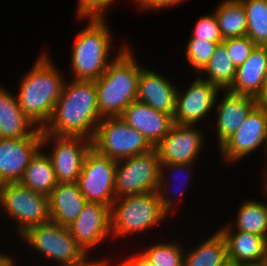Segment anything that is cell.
I'll return each mask as SVG.
<instances>
[{
  "label": "cell",
  "mask_w": 267,
  "mask_h": 266,
  "mask_svg": "<svg viewBox=\"0 0 267 266\" xmlns=\"http://www.w3.org/2000/svg\"><path fill=\"white\" fill-rule=\"evenodd\" d=\"M101 120L95 81L72 80L66 82L51 119L42 131L92 140Z\"/></svg>",
  "instance_id": "obj_1"
},
{
  "label": "cell",
  "mask_w": 267,
  "mask_h": 266,
  "mask_svg": "<svg viewBox=\"0 0 267 266\" xmlns=\"http://www.w3.org/2000/svg\"><path fill=\"white\" fill-rule=\"evenodd\" d=\"M23 76L16 96L18 105L37 128L43 129L51 119L66 82L46 53Z\"/></svg>",
  "instance_id": "obj_2"
},
{
  "label": "cell",
  "mask_w": 267,
  "mask_h": 266,
  "mask_svg": "<svg viewBox=\"0 0 267 266\" xmlns=\"http://www.w3.org/2000/svg\"><path fill=\"white\" fill-rule=\"evenodd\" d=\"M120 50L105 72L95 80L101 118L120 117L132 102L137 101L141 66L130 48L124 46Z\"/></svg>",
  "instance_id": "obj_3"
},
{
  "label": "cell",
  "mask_w": 267,
  "mask_h": 266,
  "mask_svg": "<svg viewBox=\"0 0 267 266\" xmlns=\"http://www.w3.org/2000/svg\"><path fill=\"white\" fill-rule=\"evenodd\" d=\"M88 19L89 24L78 33L73 44L71 55L73 80H98L112 62L109 61V54L113 36L108 30L105 17Z\"/></svg>",
  "instance_id": "obj_4"
},
{
  "label": "cell",
  "mask_w": 267,
  "mask_h": 266,
  "mask_svg": "<svg viewBox=\"0 0 267 266\" xmlns=\"http://www.w3.org/2000/svg\"><path fill=\"white\" fill-rule=\"evenodd\" d=\"M111 234L116 238L144 232L158 225L167 214L157 191L118 197L110 207Z\"/></svg>",
  "instance_id": "obj_5"
},
{
  "label": "cell",
  "mask_w": 267,
  "mask_h": 266,
  "mask_svg": "<svg viewBox=\"0 0 267 266\" xmlns=\"http://www.w3.org/2000/svg\"><path fill=\"white\" fill-rule=\"evenodd\" d=\"M92 148L113 160H122L150 152L154 147L136 129L121 118H102L92 138Z\"/></svg>",
  "instance_id": "obj_6"
},
{
  "label": "cell",
  "mask_w": 267,
  "mask_h": 266,
  "mask_svg": "<svg viewBox=\"0 0 267 266\" xmlns=\"http://www.w3.org/2000/svg\"><path fill=\"white\" fill-rule=\"evenodd\" d=\"M0 206L19 226V234L28 228L51 221L48 196L20 182L1 184Z\"/></svg>",
  "instance_id": "obj_7"
},
{
  "label": "cell",
  "mask_w": 267,
  "mask_h": 266,
  "mask_svg": "<svg viewBox=\"0 0 267 266\" xmlns=\"http://www.w3.org/2000/svg\"><path fill=\"white\" fill-rule=\"evenodd\" d=\"M160 160L155 149L118 160L115 168L116 198L157 191Z\"/></svg>",
  "instance_id": "obj_8"
},
{
  "label": "cell",
  "mask_w": 267,
  "mask_h": 266,
  "mask_svg": "<svg viewBox=\"0 0 267 266\" xmlns=\"http://www.w3.org/2000/svg\"><path fill=\"white\" fill-rule=\"evenodd\" d=\"M20 237L59 266L77 261L85 254L69 228L52 221L30 227Z\"/></svg>",
  "instance_id": "obj_9"
},
{
  "label": "cell",
  "mask_w": 267,
  "mask_h": 266,
  "mask_svg": "<svg viewBox=\"0 0 267 266\" xmlns=\"http://www.w3.org/2000/svg\"><path fill=\"white\" fill-rule=\"evenodd\" d=\"M117 161L103 156L93 148L86 154L77 184L87 202L112 205L115 195Z\"/></svg>",
  "instance_id": "obj_10"
},
{
  "label": "cell",
  "mask_w": 267,
  "mask_h": 266,
  "mask_svg": "<svg viewBox=\"0 0 267 266\" xmlns=\"http://www.w3.org/2000/svg\"><path fill=\"white\" fill-rule=\"evenodd\" d=\"M54 143L51 158L58 183L77 182L86 154L92 148V140L83 137L55 136L42 131V147Z\"/></svg>",
  "instance_id": "obj_11"
},
{
  "label": "cell",
  "mask_w": 267,
  "mask_h": 266,
  "mask_svg": "<svg viewBox=\"0 0 267 266\" xmlns=\"http://www.w3.org/2000/svg\"><path fill=\"white\" fill-rule=\"evenodd\" d=\"M263 143L267 153V109L257 105L219 149L225 162H234L252 153Z\"/></svg>",
  "instance_id": "obj_12"
},
{
  "label": "cell",
  "mask_w": 267,
  "mask_h": 266,
  "mask_svg": "<svg viewBox=\"0 0 267 266\" xmlns=\"http://www.w3.org/2000/svg\"><path fill=\"white\" fill-rule=\"evenodd\" d=\"M219 91L218 87L200 78V75L183 93L177 90L174 124L194 126L200 123V120L212 112Z\"/></svg>",
  "instance_id": "obj_13"
},
{
  "label": "cell",
  "mask_w": 267,
  "mask_h": 266,
  "mask_svg": "<svg viewBox=\"0 0 267 266\" xmlns=\"http://www.w3.org/2000/svg\"><path fill=\"white\" fill-rule=\"evenodd\" d=\"M195 125L174 124L154 147L161 164H193L203 148V133Z\"/></svg>",
  "instance_id": "obj_14"
},
{
  "label": "cell",
  "mask_w": 267,
  "mask_h": 266,
  "mask_svg": "<svg viewBox=\"0 0 267 266\" xmlns=\"http://www.w3.org/2000/svg\"><path fill=\"white\" fill-rule=\"evenodd\" d=\"M68 228L77 244L85 253H89L90 249L112 235L110 206L87 202L81 214Z\"/></svg>",
  "instance_id": "obj_15"
},
{
  "label": "cell",
  "mask_w": 267,
  "mask_h": 266,
  "mask_svg": "<svg viewBox=\"0 0 267 266\" xmlns=\"http://www.w3.org/2000/svg\"><path fill=\"white\" fill-rule=\"evenodd\" d=\"M42 137L0 138V185L19 182L36 152Z\"/></svg>",
  "instance_id": "obj_16"
},
{
  "label": "cell",
  "mask_w": 267,
  "mask_h": 266,
  "mask_svg": "<svg viewBox=\"0 0 267 266\" xmlns=\"http://www.w3.org/2000/svg\"><path fill=\"white\" fill-rule=\"evenodd\" d=\"M138 130L155 147L174 125L173 116L139 101L132 102L119 117Z\"/></svg>",
  "instance_id": "obj_17"
},
{
  "label": "cell",
  "mask_w": 267,
  "mask_h": 266,
  "mask_svg": "<svg viewBox=\"0 0 267 266\" xmlns=\"http://www.w3.org/2000/svg\"><path fill=\"white\" fill-rule=\"evenodd\" d=\"M177 90L167 78L153 70L140 68L137 101L150 105L157 111L174 116Z\"/></svg>",
  "instance_id": "obj_18"
},
{
  "label": "cell",
  "mask_w": 267,
  "mask_h": 266,
  "mask_svg": "<svg viewBox=\"0 0 267 266\" xmlns=\"http://www.w3.org/2000/svg\"><path fill=\"white\" fill-rule=\"evenodd\" d=\"M217 105V136L219 147L243 124L245 118L258 105L257 98L224 90Z\"/></svg>",
  "instance_id": "obj_19"
},
{
  "label": "cell",
  "mask_w": 267,
  "mask_h": 266,
  "mask_svg": "<svg viewBox=\"0 0 267 266\" xmlns=\"http://www.w3.org/2000/svg\"><path fill=\"white\" fill-rule=\"evenodd\" d=\"M231 224L219 231L227 244L228 260L231 265H240L259 261L267 257V239L257 234L233 231Z\"/></svg>",
  "instance_id": "obj_20"
},
{
  "label": "cell",
  "mask_w": 267,
  "mask_h": 266,
  "mask_svg": "<svg viewBox=\"0 0 267 266\" xmlns=\"http://www.w3.org/2000/svg\"><path fill=\"white\" fill-rule=\"evenodd\" d=\"M2 88L0 87V138L42 137V129L37 128L22 112L14 94Z\"/></svg>",
  "instance_id": "obj_21"
},
{
  "label": "cell",
  "mask_w": 267,
  "mask_h": 266,
  "mask_svg": "<svg viewBox=\"0 0 267 266\" xmlns=\"http://www.w3.org/2000/svg\"><path fill=\"white\" fill-rule=\"evenodd\" d=\"M267 73V46H256L246 61L237 67L235 80L229 91L258 97Z\"/></svg>",
  "instance_id": "obj_22"
},
{
  "label": "cell",
  "mask_w": 267,
  "mask_h": 266,
  "mask_svg": "<svg viewBox=\"0 0 267 266\" xmlns=\"http://www.w3.org/2000/svg\"><path fill=\"white\" fill-rule=\"evenodd\" d=\"M48 200L51 221L64 227L78 218L87 203L77 182L58 183L48 195Z\"/></svg>",
  "instance_id": "obj_23"
},
{
  "label": "cell",
  "mask_w": 267,
  "mask_h": 266,
  "mask_svg": "<svg viewBox=\"0 0 267 266\" xmlns=\"http://www.w3.org/2000/svg\"><path fill=\"white\" fill-rule=\"evenodd\" d=\"M41 151L39 149L32 157L19 182L33 191L48 196L58 182L51 158Z\"/></svg>",
  "instance_id": "obj_24"
},
{
  "label": "cell",
  "mask_w": 267,
  "mask_h": 266,
  "mask_svg": "<svg viewBox=\"0 0 267 266\" xmlns=\"http://www.w3.org/2000/svg\"><path fill=\"white\" fill-rule=\"evenodd\" d=\"M229 264L227 244L219 230L184 255V266H228Z\"/></svg>",
  "instance_id": "obj_25"
},
{
  "label": "cell",
  "mask_w": 267,
  "mask_h": 266,
  "mask_svg": "<svg viewBox=\"0 0 267 266\" xmlns=\"http://www.w3.org/2000/svg\"><path fill=\"white\" fill-rule=\"evenodd\" d=\"M223 39L247 35V18L240 0H224L214 12Z\"/></svg>",
  "instance_id": "obj_26"
},
{
  "label": "cell",
  "mask_w": 267,
  "mask_h": 266,
  "mask_svg": "<svg viewBox=\"0 0 267 266\" xmlns=\"http://www.w3.org/2000/svg\"><path fill=\"white\" fill-rule=\"evenodd\" d=\"M236 66L229 58L226 47L221 43L215 48L205 68L199 73H206L207 77L202 79L211 82L221 91L229 90L235 80Z\"/></svg>",
  "instance_id": "obj_27"
},
{
  "label": "cell",
  "mask_w": 267,
  "mask_h": 266,
  "mask_svg": "<svg viewBox=\"0 0 267 266\" xmlns=\"http://www.w3.org/2000/svg\"><path fill=\"white\" fill-rule=\"evenodd\" d=\"M235 225L237 231L257 234L267 239V204L256 200L243 202L237 212Z\"/></svg>",
  "instance_id": "obj_28"
},
{
  "label": "cell",
  "mask_w": 267,
  "mask_h": 266,
  "mask_svg": "<svg viewBox=\"0 0 267 266\" xmlns=\"http://www.w3.org/2000/svg\"><path fill=\"white\" fill-rule=\"evenodd\" d=\"M247 18V36L256 46H267V0H240Z\"/></svg>",
  "instance_id": "obj_29"
},
{
  "label": "cell",
  "mask_w": 267,
  "mask_h": 266,
  "mask_svg": "<svg viewBox=\"0 0 267 266\" xmlns=\"http://www.w3.org/2000/svg\"><path fill=\"white\" fill-rule=\"evenodd\" d=\"M178 243L155 244L141 253L155 266H184V253Z\"/></svg>",
  "instance_id": "obj_30"
},
{
  "label": "cell",
  "mask_w": 267,
  "mask_h": 266,
  "mask_svg": "<svg viewBox=\"0 0 267 266\" xmlns=\"http://www.w3.org/2000/svg\"><path fill=\"white\" fill-rule=\"evenodd\" d=\"M186 48V58L194 70L199 73L205 68L210 58L214 54L218 44L203 39H189Z\"/></svg>",
  "instance_id": "obj_31"
},
{
  "label": "cell",
  "mask_w": 267,
  "mask_h": 266,
  "mask_svg": "<svg viewBox=\"0 0 267 266\" xmlns=\"http://www.w3.org/2000/svg\"><path fill=\"white\" fill-rule=\"evenodd\" d=\"M191 165L192 164H173V163L161 164V166H160V179H159V185H158L157 193L159 196L161 207L166 214L170 213V210L172 211L173 208H175V207H172V206H174V204H173L174 202L172 201L173 199H171V196H170V191H172L171 190L172 188L170 189V187H171L170 182H169V185L166 184L168 182H167V180H165V177H164V172H165V171H163L164 168L167 170L169 169L168 171H170V173L172 172L173 174L174 173L176 174V172H177V174H178L180 172V174H181V173H184V171H186V169L191 167ZM173 174H171V175H173ZM184 174H186V173H184ZM171 178L172 177H170V180H171ZM187 179H188V177H187ZM168 194H169V196H167ZM183 194H184V190L181 191L179 195L182 196ZM179 195H177V196L179 197Z\"/></svg>",
  "instance_id": "obj_32"
},
{
  "label": "cell",
  "mask_w": 267,
  "mask_h": 266,
  "mask_svg": "<svg viewBox=\"0 0 267 266\" xmlns=\"http://www.w3.org/2000/svg\"><path fill=\"white\" fill-rule=\"evenodd\" d=\"M222 44L226 47L229 58L236 68L246 61L256 47L247 35L225 39Z\"/></svg>",
  "instance_id": "obj_33"
},
{
  "label": "cell",
  "mask_w": 267,
  "mask_h": 266,
  "mask_svg": "<svg viewBox=\"0 0 267 266\" xmlns=\"http://www.w3.org/2000/svg\"><path fill=\"white\" fill-rule=\"evenodd\" d=\"M191 36L190 39L200 38L215 43H222L224 41L214 12L198 19Z\"/></svg>",
  "instance_id": "obj_34"
},
{
  "label": "cell",
  "mask_w": 267,
  "mask_h": 266,
  "mask_svg": "<svg viewBox=\"0 0 267 266\" xmlns=\"http://www.w3.org/2000/svg\"><path fill=\"white\" fill-rule=\"evenodd\" d=\"M114 0H78L77 17L80 19H87L89 17L103 18L104 10Z\"/></svg>",
  "instance_id": "obj_35"
},
{
  "label": "cell",
  "mask_w": 267,
  "mask_h": 266,
  "mask_svg": "<svg viewBox=\"0 0 267 266\" xmlns=\"http://www.w3.org/2000/svg\"><path fill=\"white\" fill-rule=\"evenodd\" d=\"M142 9H161L181 3L184 0H134Z\"/></svg>",
  "instance_id": "obj_36"
},
{
  "label": "cell",
  "mask_w": 267,
  "mask_h": 266,
  "mask_svg": "<svg viewBox=\"0 0 267 266\" xmlns=\"http://www.w3.org/2000/svg\"><path fill=\"white\" fill-rule=\"evenodd\" d=\"M128 266H155L141 252L130 256L124 261Z\"/></svg>",
  "instance_id": "obj_37"
},
{
  "label": "cell",
  "mask_w": 267,
  "mask_h": 266,
  "mask_svg": "<svg viewBox=\"0 0 267 266\" xmlns=\"http://www.w3.org/2000/svg\"><path fill=\"white\" fill-rule=\"evenodd\" d=\"M88 253H85L79 260L73 261L72 263H68L64 266H106L108 264V261L104 259L102 261H94L90 262Z\"/></svg>",
  "instance_id": "obj_38"
},
{
  "label": "cell",
  "mask_w": 267,
  "mask_h": 266,
  "mask_svg": "<svg viewBox=\"0 0 267 266\" xmlns=\"http://www.w3.org/2000/svg\"><path fill=\"white\" fill-rule=\"evenodd\" d=\"M258 105L267 109V73L261 94L257 97Z\"/></svg>",
  "instance_id": "obj_39"
},
{
  "label": "cell",
  "mask_w": 267,
  "mask_h": 266,
  "mask_svg": "<svg viewBox=\"0 0 267 266\" xmlns=\"http://www.w3.org/2000/svg\"><path fill=\"white\" fill-rule=\"evenodd\" d=\"M14 260L12 257L0 253V266H14Z\"/></svg>",
  "instance_id": "obj_40"
},
{
  "label": "cell",
  "mask_w": 267,
  "mask_h": 266,
  "mask_svg": "<svg viewBox=\"0 0 267 266\" xmlns=\"http://www.w3.org/2000/svg\"><path fill=\"white\" fill-rule=\"evenodd\" d=\"M242 266H267V257L259 261L243 264Z\"/></svg>",
  "instance_id": "obj_41"
},
{
  "label": "cell",
  "mask_w": 267,
  "mask_h": 266,
  "mask_svg": "<svg viewBox=\"0 0 267 266\" xmlns=\"http://www.w3.org/2000/svg\"><path fill=\"white\" fill-rule=\"evenodd\" d=\"M264 188L266 189V192H267V170H266V176H265V178H264Z\"/></svg>",
  "instance_id": "obj_42"
},
{
  "label": "cell",
  "mask_w": 267,
  "mask_h": 266,
  "mask_svg": "<svg viewBox=\"0 0 267 266\" xmlns=\"http://www.w3.org/2000/svg\"><path fill=\"white\" fill-rule=\"evenodd\" d=\"M106 266H110V265L107 264ZM118 266H128V265L125 262H122V263L118 264Z\"/></svg>",
  "instance_id": "obj_43"
}]
</instances>
